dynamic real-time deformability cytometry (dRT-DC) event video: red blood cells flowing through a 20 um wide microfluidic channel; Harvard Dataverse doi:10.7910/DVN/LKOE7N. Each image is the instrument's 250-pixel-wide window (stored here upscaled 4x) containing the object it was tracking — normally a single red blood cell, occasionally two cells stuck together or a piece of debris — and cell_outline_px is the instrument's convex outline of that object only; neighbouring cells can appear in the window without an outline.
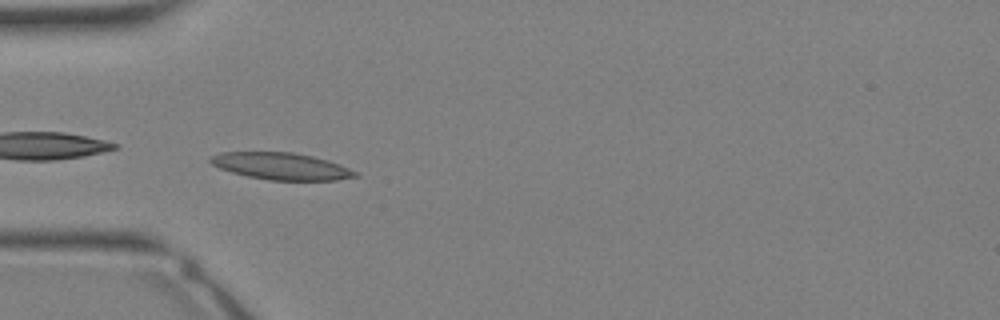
{"species": "Egyptian fruit bat (a non-hibernating species)", "species_latin": "Rousettus aegyptiacus", "temperature_condition": "warm", "stored_images_in_passage": 34, "camera_frame_rate_fps": 3000, "um_per_image_px": 0.085, "animal": {"sex": "female"}, "frame": {"image": 1, "passage_image": 10, "time_ms": 3.0, "image_size_px": [1000, 320], "cell_outline_px": [[360, 176], [336, 180], [268, 180], [248, 176], [232, 172], [220, 168], [212, 164], [208, 160], [212, 156], [220, 152], [292, 152], [312, 156], [328, 160], [340, 164], [356, 172]], "centroid_in_image_um": [23.91, 14.12], "position_along_channel_um": 61.1, "area_um2": 22.6}}
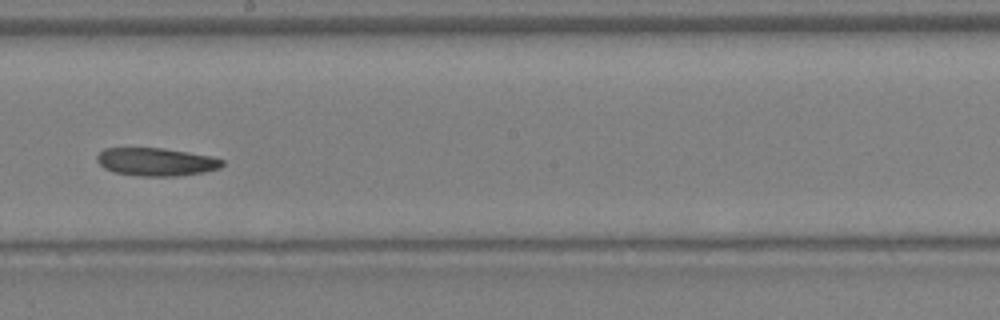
{"frame": {"image": 2, "passage_image": 19, "time_ms": 6.0, "image_size_px": [1000, 320], "cell_outline_px": [[224, 164], [220, 168], [204, 172], [176, 176], [140, 176], [116, 172], [104, 168], [96, 160], [96, 156], [104, 148], [160, 148], [212, 156], [224, 160]], "centroid_in_image_um": [13.28, 13.76], "position_along_channel_um": 234.9, "area_um2": 20.35}}
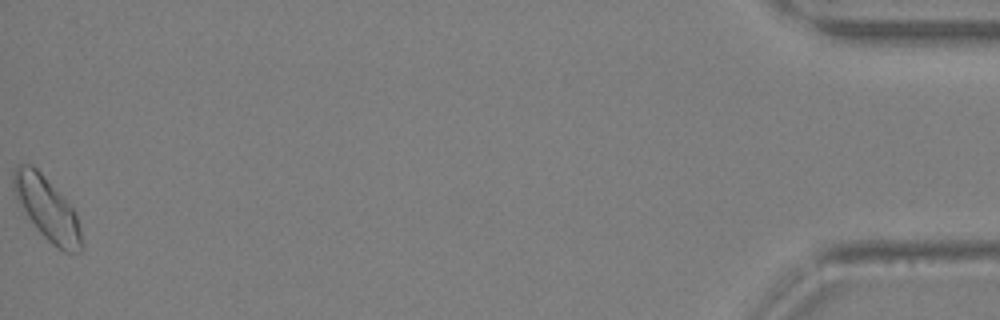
{"frame": {"image": 3, "passage_image": 34, "time_ms": 11.0, "image_size_px": [1000, 320], "cell_outline_px": [[84, 248], [80, 252], [64, 252], [52, 244], [36, 228], [28, 216], [16, 196], [12, 184], [12, 176], [16, 168], [20, 164], [32, 164], [40, 172], [76, 212], [84, 244]], "centroid_in_image_um": [4.04, 17.77], "position_along_channel_um": 431.2, "area_um2": 24.51}}